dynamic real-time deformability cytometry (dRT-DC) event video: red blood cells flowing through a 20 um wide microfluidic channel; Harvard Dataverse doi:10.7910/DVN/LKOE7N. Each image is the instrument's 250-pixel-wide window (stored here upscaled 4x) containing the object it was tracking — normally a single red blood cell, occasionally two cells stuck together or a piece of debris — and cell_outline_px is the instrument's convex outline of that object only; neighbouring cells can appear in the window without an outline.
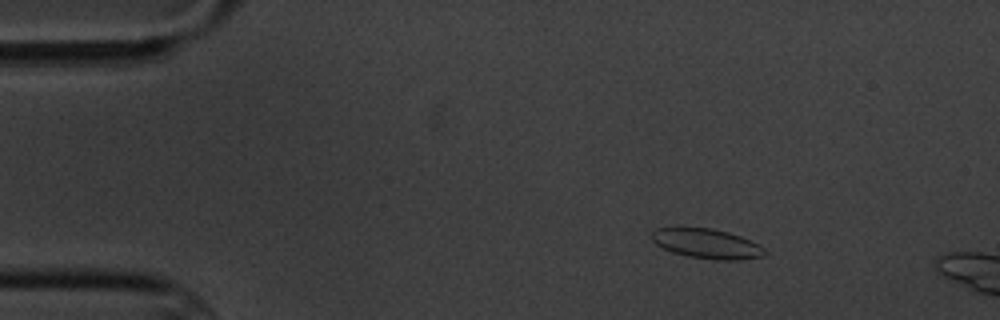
{"species": "common noctule bat (a hibernating species)", "species_latin": "Nyctalus noctula", "temperature_condition": "cold", "stored_images_in_passage": 8, "camera_frame_rate_fps": 3000, "um_per_image_px": 0.085, "animal": {"sex": "male", "body_mass_g": 20.1, "forearm_length_mm": 53.5}, "frame": {"image": 1, "passage_image": 2, "time_ms": 2.0, "image_size_px": [1000, 320], "cell_outline_px": [[768, 252], [764, 256], [736, 260], [716, 260], [688, 256], [672, 252], [656, 244], [652, 240], [652, 232], [656, 228], [712, 228], [728, 232], [740, 236], [764, 248]], "centroid_in_image_um": [60.08, 20.72], "position_along_channel_um": 24.9, "area_um2": 19.36}}
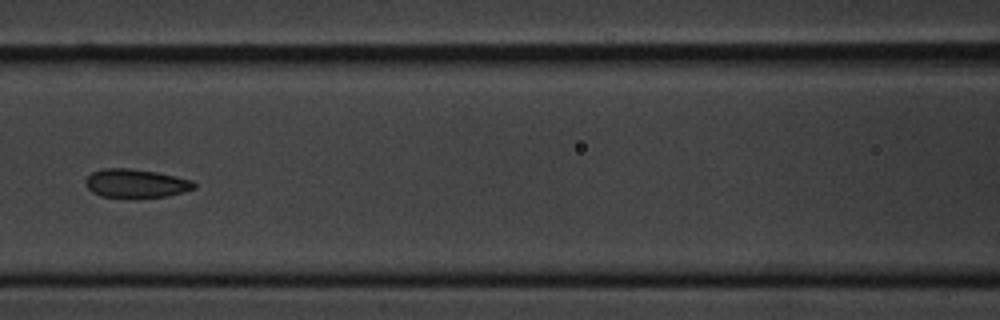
{"frame": {"image": 2, "passage_image": 7, "time_ms": 7.667, "image_size_px": [1000, 320], "cell_outline_px": [[196, 188], [184, 192], [168, 196], [128, 200], [100, 196], [92, 192], [84, 184], [84, 180], [92, 172], [104, 168], [128, 168], [156, 172], [176, 176], [192, 180], [196, 184]], "centroid_in_image_um": [11.53, 15.63], "position_along_channel_um": 155.1, "area_um2": 18.84}}
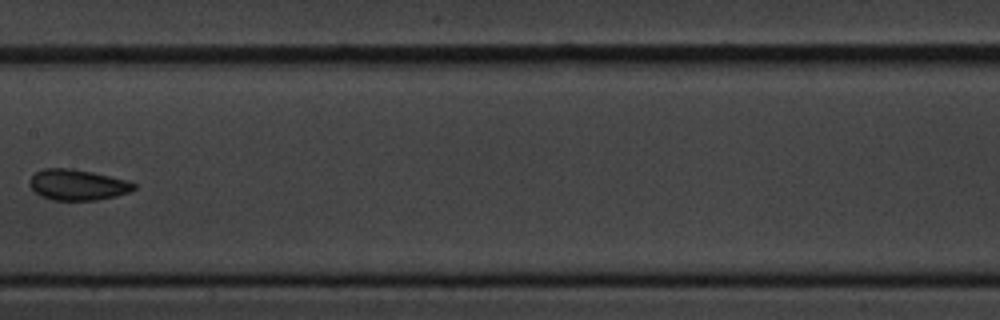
{"frame": {"image": 3, "passage_image": 8, "time_ms": 9.0, "image_size_px": [1000, 320], "cell_outline_px": [[136, 188], [128, 192], [116, 196], [96, 200], [52, 200], [40, 196], [28, 184], [28, 180], [36, 172], [44, 168], [72, 168], [92, 172], [128, 180], [136, 184]], "centroid_in_image_um": [6.58, 15.7], "position_along_channel_um": 200.8, "area_um2": 18.79}}